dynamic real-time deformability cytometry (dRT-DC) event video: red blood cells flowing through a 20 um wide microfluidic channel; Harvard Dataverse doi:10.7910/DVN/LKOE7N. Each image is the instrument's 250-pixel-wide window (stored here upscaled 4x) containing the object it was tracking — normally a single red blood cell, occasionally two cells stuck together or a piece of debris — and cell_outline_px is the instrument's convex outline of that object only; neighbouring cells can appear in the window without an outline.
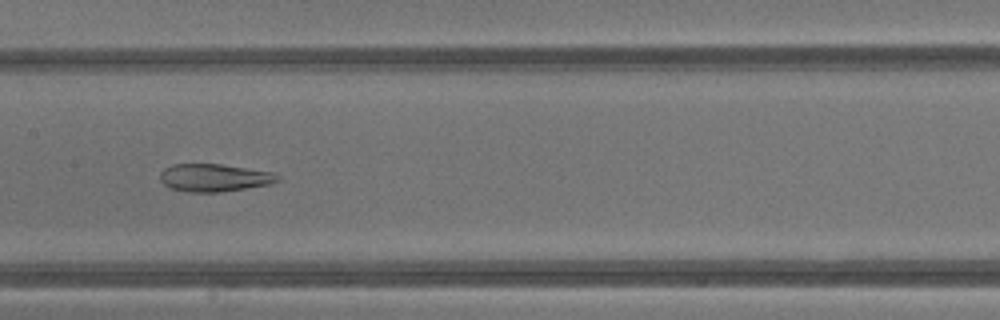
{"species": "common noctule bat (a hibernating species)", "species_latin": "Nyctalus noctula", "temperature_condition": "warm", "stored_images_in_passage": 40, "camera_frame_rate_fps": 3000, "um_per_image_px": 0.085, "animal": {"sex": "male", "body_mass_g": 13.3}, "frame": {"image": 1, "passage_image": 22, "time_ms": 7.0, "image_size_px": [1000, 320], "cell_outline_px": [[280, 180], [268, 184], [220, 192], [192, 192], [168, 188], [160, 180], [160, 172], [164, 168], [172, 164], [220, 164], [272, 172], [280, 176]], "centroid_in_image_um": [18.17, 15.1], "position_along_channel_um": 189.2, "area_um2": 18.84}}
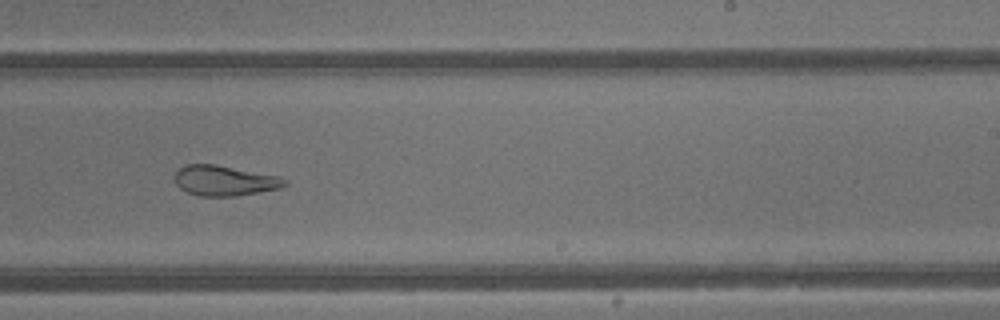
{"frame": {"image": 2, "passage_image": 27, "time_ms": 8.667, "image_size_px": [1000, 320], "cell_outline_px": [[288, 184], [280, 188], [260, 192], [236, 196], [200, 196], [188, 192], [180, 188], [176, 184], [176, 172], [184, 164], [216, 164], [280, 176], [288, 180]], "centroid_in_image_um": [19.13, 15.35], "position_along_channel_um": 269.9, "area_um2": 19.48}}
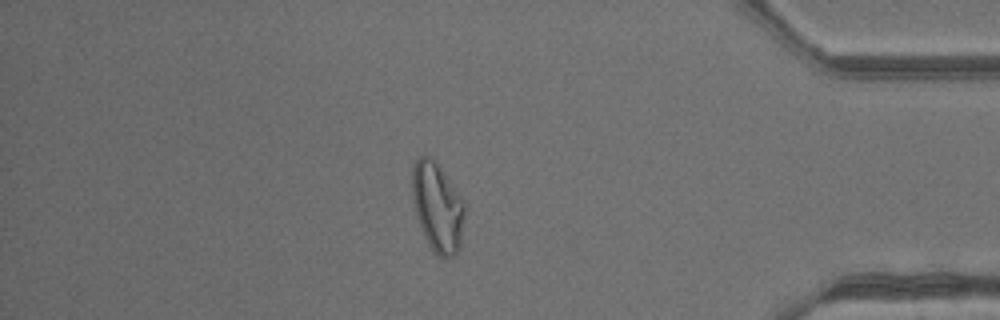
{"frame": {"image": 3, "passage_image": 37, "time_ms": 12.0, "image_size_px": [1000, 320], "cell_outline_px": [[468, 204], [460, 248], [452, 256], [440, 256], [428, 244], [424, 236], [416, 216], [412, 196], [412, 168], [416, 160], [420, 156], [432, 156], [436, 160]], "centroid_in_image_um": [37.23, 17.55], "position_along_channel_um": 398.0, "area_um2": 27.98}, "authors_computed_cell_mechanics": {"area_um2": 24.8829, "velocity_mm_per_s": 4.8791, "shape_relaxation_time_tau1_ms": null, "shape_relaxation_time_tau2_ms": 2.0397, "deformation_change_tau1": null, "deformation_change_tau2": 0.1001}}